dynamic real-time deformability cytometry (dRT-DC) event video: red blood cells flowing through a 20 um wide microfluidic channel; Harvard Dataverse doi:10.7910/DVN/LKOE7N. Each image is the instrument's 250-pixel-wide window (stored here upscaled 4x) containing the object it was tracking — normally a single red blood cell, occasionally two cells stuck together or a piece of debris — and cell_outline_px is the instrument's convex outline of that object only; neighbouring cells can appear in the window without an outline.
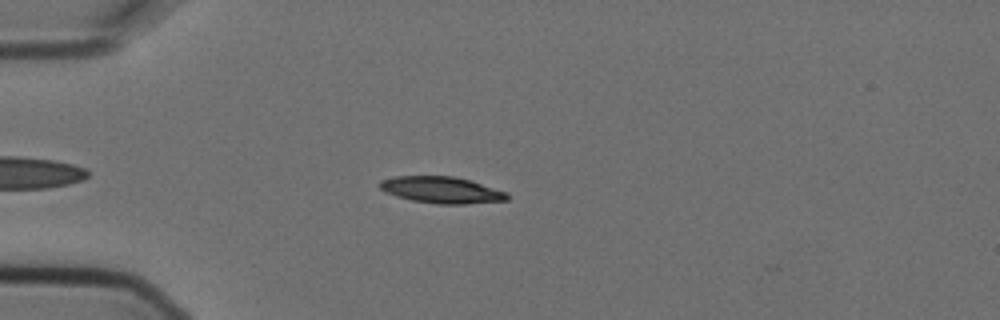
{"species": "Egyptian fruit bat (a non-hibernating species)", "species_latin": "Rousettus aegyptiacus", "temperature_condition": "cold", "stored_images_in_passage": 4, "camera_frame_rate_fps": 3000, "um_per_image_px": 0.085, "animal": {"sex": "female"}, "frame": {"image": 1, "passage_image": 3, "time_ms": 0.667, "image_size_px": [1000, 320], "cell_outline_px": [[508, 200], [464, 204], [436, 204], [412, 200], [396, 196], [380, 188], [376, 184], [380, 180], [392, 176], [452, 176], [472, 180], [508, 192]], "centroid_in_image_um": [37.53, 16.13], "position_along_channel_um": 47.5, "area_um2": 19.88}}